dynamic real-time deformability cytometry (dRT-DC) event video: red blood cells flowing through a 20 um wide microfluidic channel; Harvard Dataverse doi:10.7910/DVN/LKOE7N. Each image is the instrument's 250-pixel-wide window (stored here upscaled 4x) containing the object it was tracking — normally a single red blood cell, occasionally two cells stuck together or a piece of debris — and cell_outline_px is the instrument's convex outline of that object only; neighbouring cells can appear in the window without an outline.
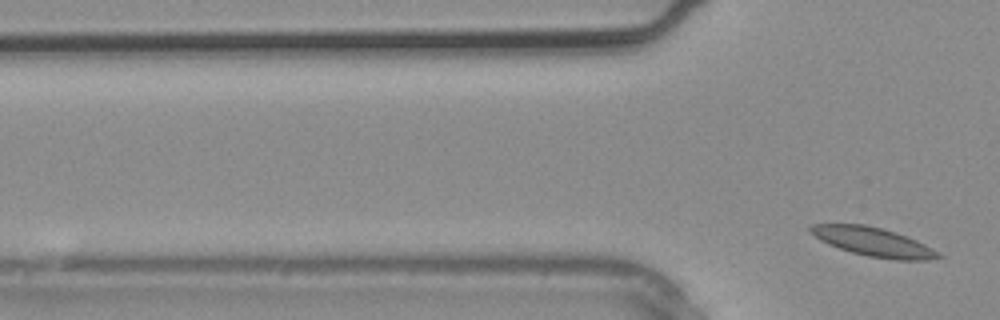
{"species": "common noctule bat (a hibernating species)", "species_latin": "Nyctalus noctula", "temperature_condition": "warm", "stored_images_in_passage": 4, "camera_frame_rate_fps": 3000, "um_per_image_px": 0.085, "animal": {"sex": "male", "body_mass_g": 20.4}, "frame": {"image": 1, "passage_image": 4, "time_ms": 1.0, "image_size_px": [1000, 320], "cell_outline_px": [[944, 256], [928, 260], [892, 260], [868, 256], [852, 252], [828, 244], [820, 240], [808, 232], [808, 228], [812, 224], [864, 224], [896, 232], [916, 240], [932, 248]], "centroid_in_image_um": [74.21, 20.56], "position_along_channel_um": 51.6, "area_um2": 21.44}}